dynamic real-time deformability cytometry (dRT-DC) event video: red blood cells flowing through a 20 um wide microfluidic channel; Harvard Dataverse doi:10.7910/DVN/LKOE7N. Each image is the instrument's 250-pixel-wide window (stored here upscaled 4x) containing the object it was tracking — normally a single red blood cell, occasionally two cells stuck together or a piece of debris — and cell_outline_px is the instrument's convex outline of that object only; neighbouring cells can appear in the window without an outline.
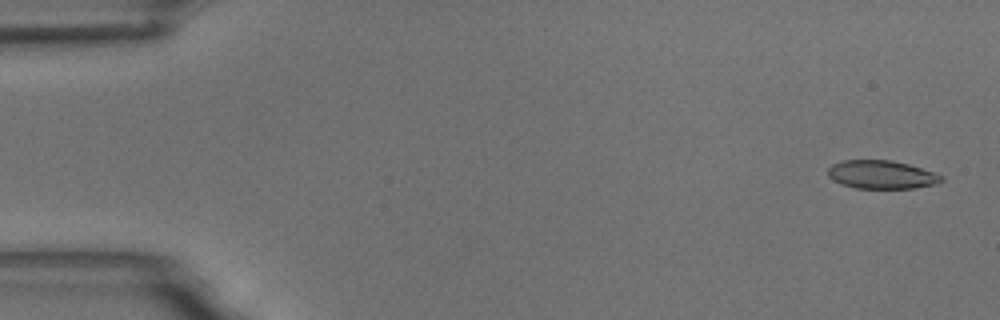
{"species": "common noctule bat (a hibernating species)", "species_latin": "Nyctalus noctula", "temperature_condition": "room temperature", "stored_images_in_passage": 55, "camera_frame_rate_fps": 3000, "um_per_image_px": 0.085, "animal": {"sex": "male", "body_mass_g": 18.8}, "frame": {"image": 1, "passage_image": 2, "time_ms": 0.333, "image_size_px": [1000, 320], "cell_outline_px": [[944, 180], [936, 184], [912, 188], [856, 188], [840, 184], [832, 180], [828, 176], [828, 168], [832, 164], [844, 160], [892, 160], [908, 164], [944, 176]], "centroid_in_image_um": [74.91, 14.84], "position_along_channel_um": 10.1, "area_um2": 18.73}}
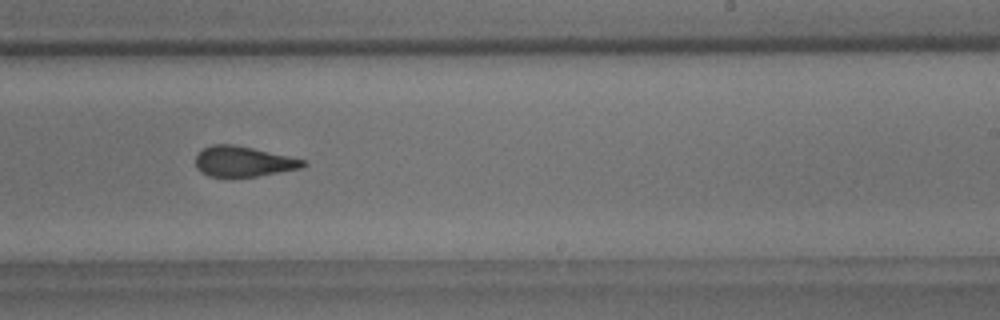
{"frame": {"image": 2, "passage_image": 34, "time_ms": 11.0, "image_size_px": [1000, 320], "cell_outline_px": [[308, 164], [300, 168], [256, 176], [208, 176], [200, 172], [196, 168], [196, 156], [204, 148], [212, 144], [232, 144], [252, 148], [288, 156], [304, 160]], "centroid_in_image_um": [20.65, 13.72], "position_along_channel_um": 268.4, "area_um2": 18.67}}
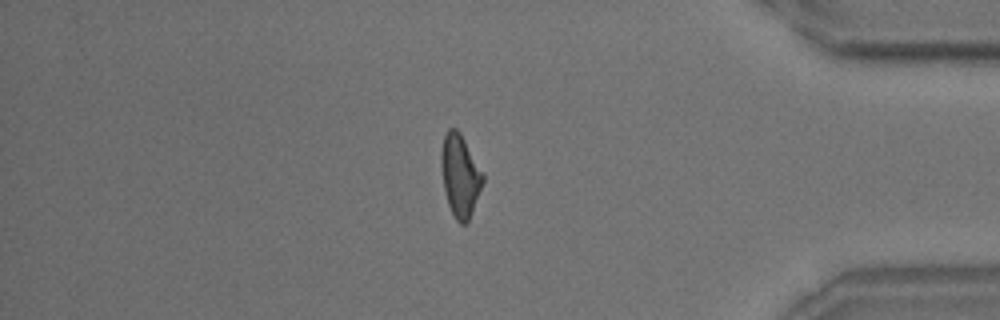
{"frame": {"image": 3, "passage_image": 47, "time_ms": 15.333, "image_size_px": [1000, 320], "cell_outline_px": [[484, 180], [468, 220], [464, 224], [460, 224], [456, 220], [448, 204], [444, 188], [440, 164], [440, 152], [444, 136], [448, 128], [456, 128], [460, 132], [484, 172]], "centroid_in_image_um": [39.1, 14.87], "position_along_channel_um": 396.1, "area_um2": 19.94}, "authors_computed_cell_mechanics": {"area_um2": 19.941, "velocity_mm_per_s": 3.6419, "shape_relaxation_time_tau1_ms": 5.203, "shape_relaxation_time_tau2_ms": 1.5304, "deformation_change_tau1": 0.1659, "deformation_change_tau2": 0.0962}}